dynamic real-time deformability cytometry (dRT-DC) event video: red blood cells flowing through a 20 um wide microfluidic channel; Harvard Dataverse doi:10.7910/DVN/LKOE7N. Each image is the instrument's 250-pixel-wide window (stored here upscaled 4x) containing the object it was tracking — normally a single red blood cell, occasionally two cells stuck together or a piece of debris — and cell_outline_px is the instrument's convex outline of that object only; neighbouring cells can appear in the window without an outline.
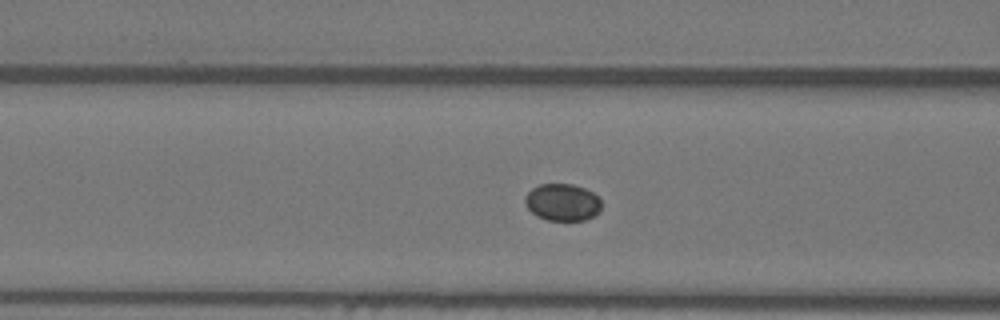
{"species": "Egyptian fruit bat (a non-hibernating species)", "species_latin": "Rousettus aegyptiacus", "temperature_condition": "warm", "stored_images_in_passage": 52, "camera_frame_rate_fps": 3000, "um_per_image_px": 0.085, "animal": {"sex": "female"}, "frame": {"image": 1, "passage_image": 18, "time_ms": 5.667, "image_size_px": [1000, 320], "cell_outline_px": [[600, 212], [584, 220], [548, 220], [536, 216], [524, 204], [524, 196], [532, 188], [540, 184], [572, 184], [584, 188], [592, 192], [600, 200]], "centroid_in_image_um": [47.77, 17.19], "position_along_channel_um": 118.8, "area_um2": 16.47}}
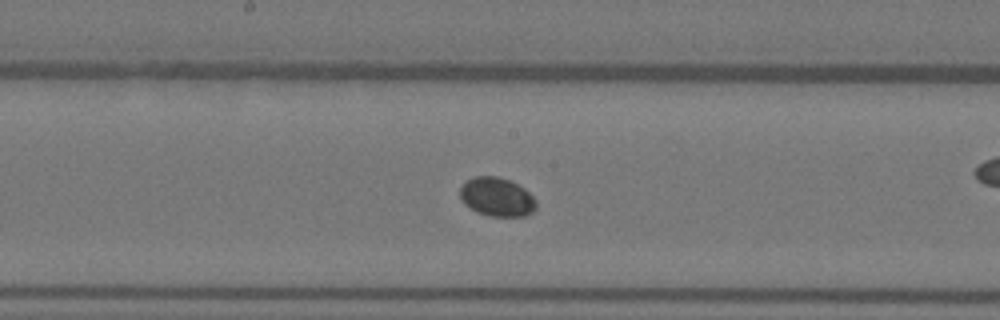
{"frame": {"image": 2, "passage_image": 25, "time_ms": 8.0, "image_size_px": [1000, 320], "cell_outline_px": [[536, 208], [532, 212], [524, 216], [488, 216], [476, 212], [464, 204], [460, 200], [460, 188], [472, 176], [496, 176], [508, 180], [524, 188], [536, 200]], "centroid_in_image_um": [42.21, 16.75], "position_along_channel_um": 206.0, "area_um2": 17.22}}
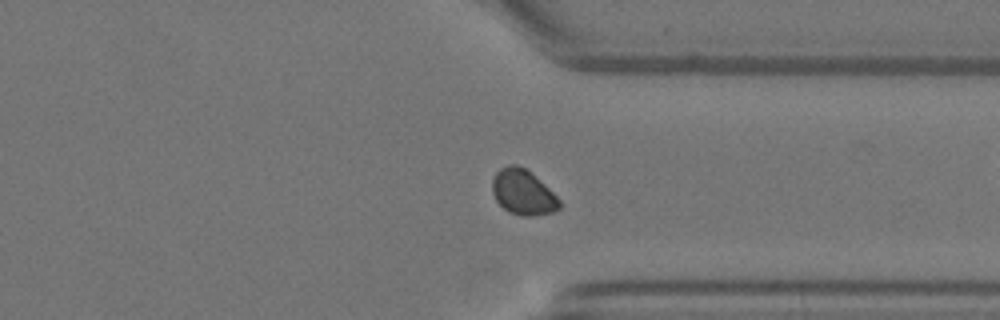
{"frame": {"image": 3, "passage_image": 38, "time_ms": 12.333, "image_size_px": [1000, 320], "cell_outline_px": [[560, 208], [552, 212], [532, 216], [520, 216], [508, 212], [496, 200], [492, 192], [492, 180], [496, 172], [500, 168], [508, 164], [516, 164], [524, 168], [544, 184], [560, 200]], "centroid_in_image_um": [44.43, 16.35], "position_along_channel_um": 367.0, "area_um2": 17.57}}